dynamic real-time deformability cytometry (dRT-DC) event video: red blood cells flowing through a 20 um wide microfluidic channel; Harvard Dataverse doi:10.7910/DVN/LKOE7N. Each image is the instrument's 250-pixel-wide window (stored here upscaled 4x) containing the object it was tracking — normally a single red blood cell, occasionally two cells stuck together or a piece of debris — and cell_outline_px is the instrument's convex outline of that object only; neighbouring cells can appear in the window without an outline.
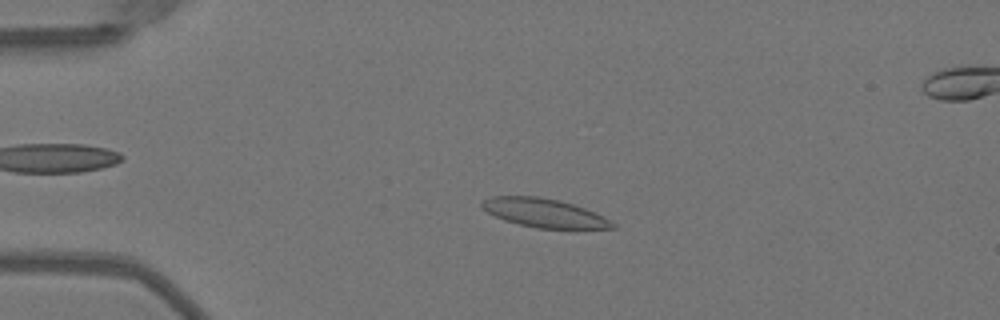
{"species": "Egyptian fruit bat (a non-hibernating species)", "species_latin": "Rousettus aegyptiacus", "temperature_condition": "warm", "stored_images_in_passage": 50, "camera_frame_rate_fps": 3000, "um_per_image_px": 0.085, "animal": {"sex": "female"}, "frame": {"image": 1, "passage_image": 11, "time_ms": 3.333, "image_size_px": [1000, 320], "cell_outline_px": [[616, 228], [576, 232], [536, 228], [504, 220], [488, 212], [480, 204], [484, 200], [492, 196], [536, 196], [560, 200], [584, 208], [604, 216], [616, 224]], "centroid_in_image_um": [46.41, 18.17], "position_along_channel_um": 38.6, "area_um2": 22.72}}
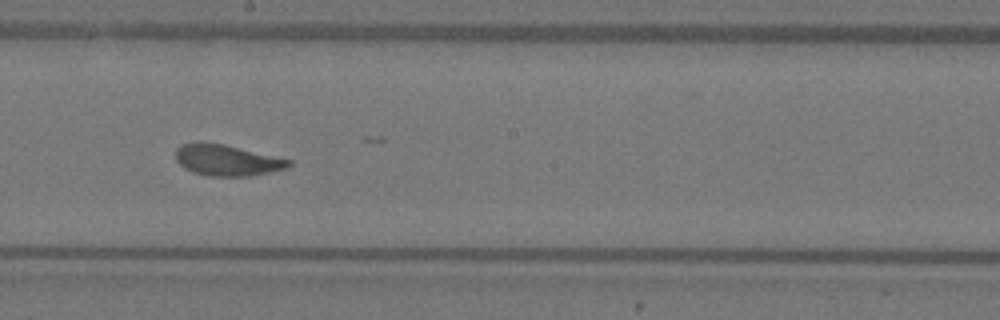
{"frame": {"image": 2, "passage_image": 28, "time_ms": 9.0, "image_size_px": [1000, 320], "cell_outline_px": [[292, 164], [288, 168], [252, 176], [208, 176], [192, 172], [184, 168], [176, 160], [176, 148], [180, 144], [196, 140], [200, 140], [224, 144], [292, 160]], "centroid_in_image_um": [19.25, 13.6], "position_along_channel_um": 228.9, "area_um2": 20.92}}
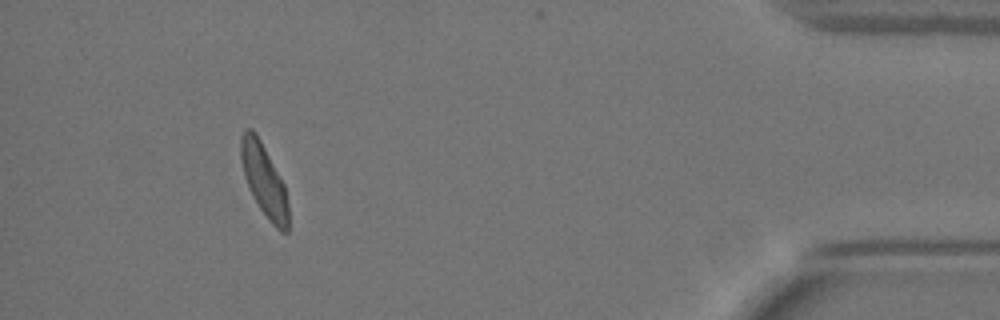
{"frame": {"image": 3, "passage_image": 46, "time_ms": 15.0, "image_size_px": [1000, 320], "cell_outline_px": [[288, 232], [280, 232], [272, 224], [260, 208], [244, 176], [240, 156], [240, 136], [244, 128], [252, 128], [256, 132], [284, 184], [288, 204]], "centroid_in_image_um": [22.43, 15.28], "position_along_channel_um": 412.8, "area_um2": 19.77}, "authors_computed_cell_mechanics": {"area_um2": 21.0681, "velocity_mm_per_s": 4.0274, "shape_relaxation_time_tau1_ms": 4.8849, "shape_relaxation_time_tau2_ms": 0.5116, "deformation_change_tau1": 0.1833, "deformation_change_tau2": 0.0734}}